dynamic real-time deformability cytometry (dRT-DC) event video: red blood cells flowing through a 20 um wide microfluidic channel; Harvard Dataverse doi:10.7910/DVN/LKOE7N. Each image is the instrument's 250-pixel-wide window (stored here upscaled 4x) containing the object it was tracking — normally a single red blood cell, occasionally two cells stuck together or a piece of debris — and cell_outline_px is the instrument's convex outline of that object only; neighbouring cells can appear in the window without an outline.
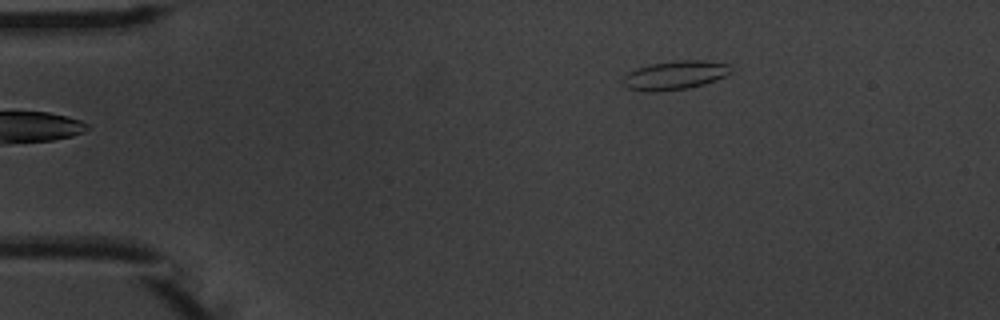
{"species": "common noctule bat (a hibernating species)", "species_latin": "Nyctalus noctula", "temperature_condition": "warm", "stored_images_in_passage": 5, "camera_frame_rate_fps": 3000, "um_per_image_px": 0.085, "animal": {"sex": "male", "body_mass_g": 20.1, "forearm_length_mm": 53.5}, "frame": {"image": 1, "passage_image": 5, "time_ms": 5.667, "image_size_px": [1000, 320], "cell_outline_px": [[732, 72], [716, 80], [704, 84], [688, 88], [660, 92], [648, 92], [628, 88], [624, 84], [624, 76], [628, 72], [636, 68], [652, 64], [680, 60], [704, 60], [732, 64]], "centroid_in_image_um": [57.42, 6.39], "position_along_channel_um": 27.6, "area_um2": 18.21}}